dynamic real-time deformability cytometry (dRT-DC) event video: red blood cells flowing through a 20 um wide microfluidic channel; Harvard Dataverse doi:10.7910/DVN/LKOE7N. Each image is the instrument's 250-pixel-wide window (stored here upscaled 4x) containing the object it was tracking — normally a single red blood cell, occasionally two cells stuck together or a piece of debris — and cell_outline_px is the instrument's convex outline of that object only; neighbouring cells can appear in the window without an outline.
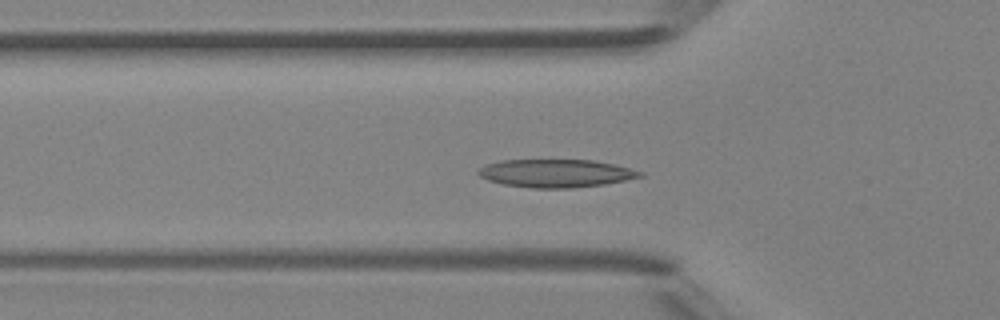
{"species": "Egyptian fruit bat (a non-hibernating species)", "species_latin": "Rousettus aegyptiacus", "temperature_condition": "room temperature", "stored_images_in_passage": 47, "camera_frame_rate_fps": 3000, "um_per_image_px": 0.085, "animal": {"sex": "female"}, "frame": {"image": 1, "passage_image": 15, "time_ms": 4.667, "image_size_px": [1000, 320], "cell_outline_px": [[644, 176], [604, 184], [572, 188], [532, 188], [504, 184], [488, 180], [480, 176], [476, 172], [480, 168], [488, 164], [500, 160], [596, 160], [644, 172]], "centroid_in_image_um": [47.25, 14.73], "position_along_channel_um": 78.6, "area_um2": 26.24}}
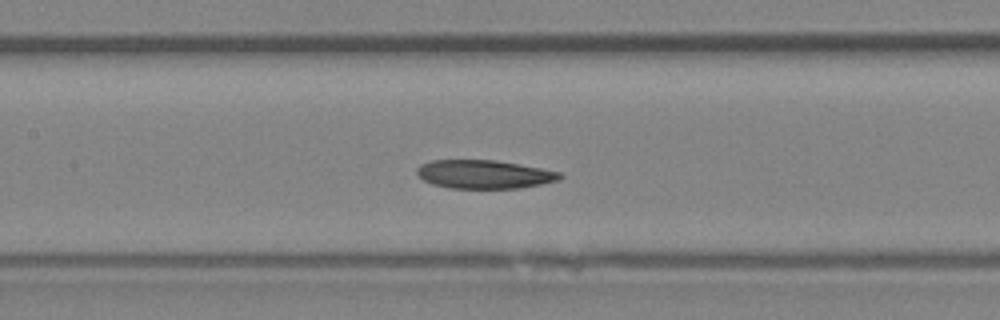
{"frame": {"image": 2, "passage_image": 21, "time_ms": 6.667, "image_size_px": [1000, 320], "cell_outline_px": [[564, 176], [556, 180], [540, 184], [520, 188], [448, 188], [432, 184], [424, 180], [416, 172], [416, 168], [420, 164], [432, 160], [496, 160], [540, 168], [560, 172]], "centroid_in_image_um": [41.11, 14.81], "position_along_channel_um": 166.3, "area_um2": 23.64}}
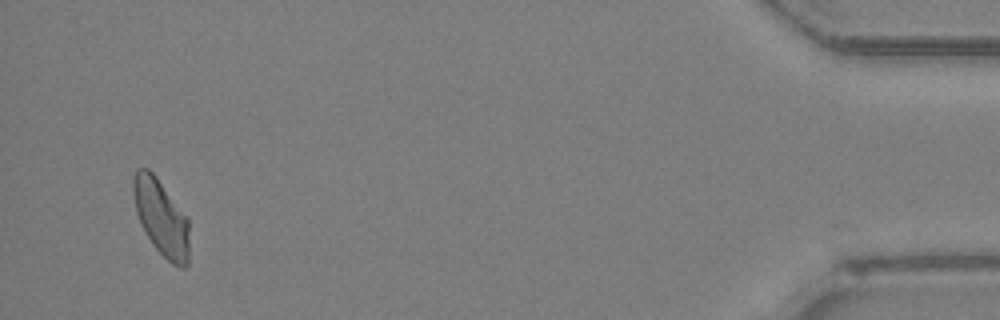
{"frame": {"image": 3, "passage_image": 44, "time_ms": 14.333, "image_size_px": [1000, 320], "cell_outline_px": [[188, 264], [184, 268], [180, 268], [172, 264], [152, 244], [136, 212], [132, 192], [132, 176], [136, 168], [148, 168], [156, 176], [188, 216]], "centroid_in_image_um": [13.7, 18.45], "position_along_channel_um": 421.5, "area_um2": 24.91}}